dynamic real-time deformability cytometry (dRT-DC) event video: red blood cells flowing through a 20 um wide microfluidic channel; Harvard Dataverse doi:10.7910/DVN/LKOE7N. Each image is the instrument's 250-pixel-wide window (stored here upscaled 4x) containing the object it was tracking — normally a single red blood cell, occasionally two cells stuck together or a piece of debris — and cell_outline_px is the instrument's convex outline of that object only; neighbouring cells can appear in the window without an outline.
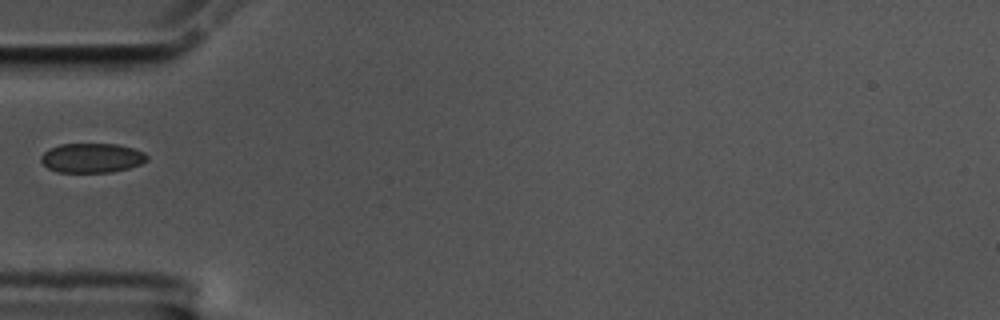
{"species": "common noctule bat (a hibernating species)", "species_latin": "Nyctalus noctula", "temperature_condition": "cold", "stored_images_in_passage": 17, "camera_frame_rate_fps": 3000, "um_per_image_px": 0.085, "animal": {"sex": "male", "body_mass_g": 17.5, "forearm_length_mm": 52.3}, "frame": {"image": 1, "passage_image": 1, "time_ms": 0.0, "image_size_px": [1000, 320], "cell_outline_px": [[148, 160], [140, 164], [128, 168], [112, 172], [56, 172], [48, 168], [40, 160], [40, 156], [48, 148], [60, 144], [116, 144], [132, 148], [144, 152], [148, 156]], "centroid_in_image_um": [7.79, 13.42], "position_along_channel_um": 77.2, "area_um2": 18.26}}